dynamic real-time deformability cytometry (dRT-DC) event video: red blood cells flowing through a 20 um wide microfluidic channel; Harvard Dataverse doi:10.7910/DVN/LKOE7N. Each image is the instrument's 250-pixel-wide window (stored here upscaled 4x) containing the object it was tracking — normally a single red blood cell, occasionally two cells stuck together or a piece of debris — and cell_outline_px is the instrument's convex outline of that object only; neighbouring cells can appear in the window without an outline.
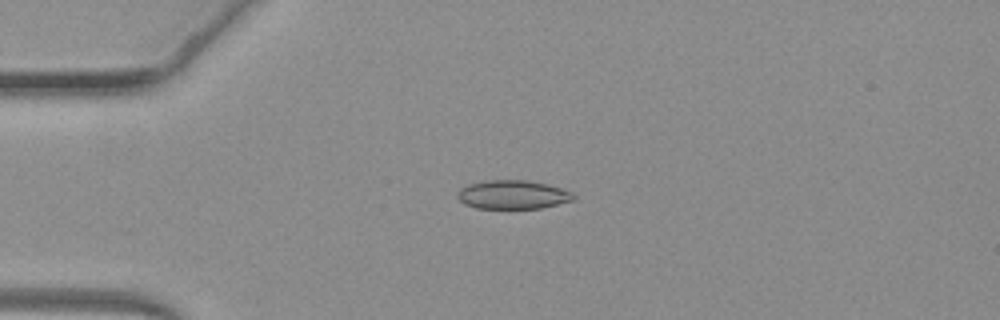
{"species": "common noctule bat (a hibernating species)", "species_latin": "Nyctalus noctula", "temperature_condition": "warm", "stored_images_in_passage": 38, "camera_frame_rate_fps": 3000, "um_per_image_px": 0.085, "animal": {"sex": "female", "body_mass_g": 19.3, "forearm_length_mm": 54.1}, "frame": {"image": 1, "passage_image": 1, "time_ms": 0.0, "image_size_px": [1000, 320], "cell_outline_px": [[576, 200], [540, 208], [476, 208], [464, 204], [456, 196], [456, 192], [460, 188], [468, 184], [484, 180], [528, 180], [560, 188], [572, 192], [576, 196]], "centroid_in_image_um": [43.56, 16.54], "position_along_channel_um": 41.4, "area_um2": 19.54}}
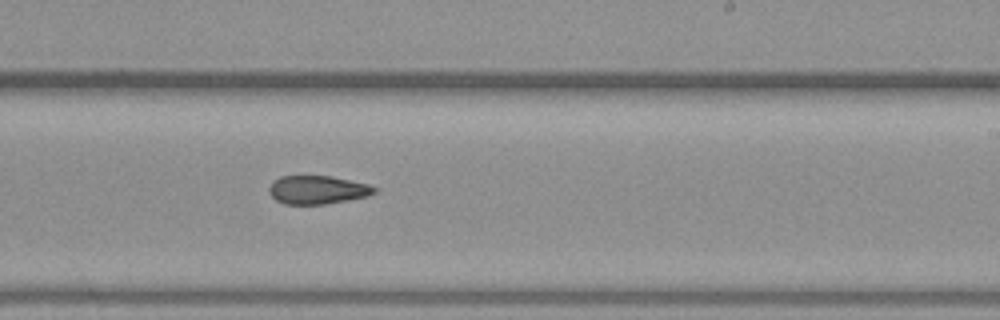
{"frame": {"image": 2, "passage_image": 19, "time_ms": 6.0, "image_size_px": [1000, 320], "cell_outline_px": [[376, 192], [368, 196], [348, 200], [324, 204], [284, 204], [276, 200], [268, 192], [268, 188], [272, 180], [280, 176], [332, 176], [368, 184], [376, 188]], "centroid_in_image_um": [26.95, 16.13], "position_along_channel_um": 262.0, "area_um2": 17.51}}
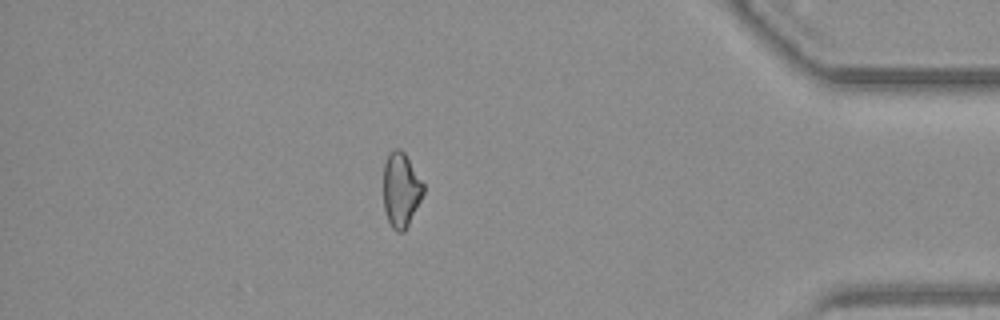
{"frame": {"image": 3, "passage_image": 32, "time_ms": 10.333, "image_size_px": [1000, 320], "cell_outline_px": [[424, 192], [404, 232], [396, 232], [392, 228], [388, 220], [384, 208], [384, 164], [388, 152], [396, 148], [400, 148], [404, 152], [424, 184]], "centroid_in_image_um": [34.07, 16.12], "position_along_channel_um": 401.1, "area_um2": 17.22}, "authors_computed_cell_mechanics": {"area_um2": 18.3226, "velocity_mm_per_s": 4.1335, "shape_relaxation_time_tau1_ms": null, "shape_relaxation_time_tau2_ms": 3.6334, "deformation_change_tau1": null, "deformation_change_tau2": 0.0976}}